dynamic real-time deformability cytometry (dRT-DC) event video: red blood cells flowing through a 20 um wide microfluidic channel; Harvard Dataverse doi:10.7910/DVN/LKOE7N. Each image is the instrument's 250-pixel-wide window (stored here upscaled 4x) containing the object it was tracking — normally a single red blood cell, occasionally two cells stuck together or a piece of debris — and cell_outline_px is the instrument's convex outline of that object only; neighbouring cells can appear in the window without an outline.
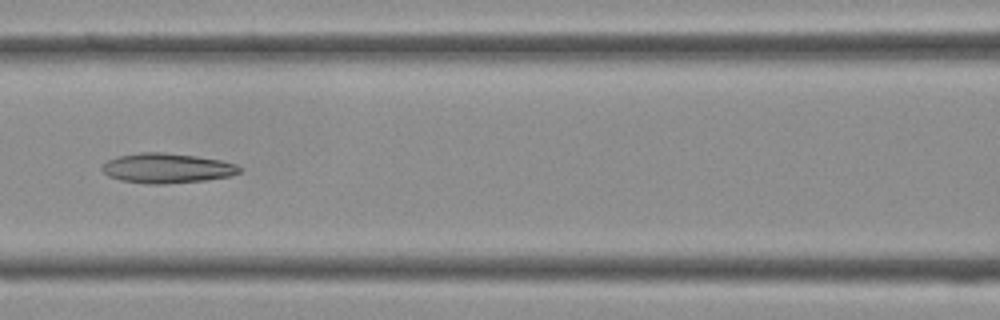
{"species": "Egyptian fruit bat (a non-hibernating species)", "species_latin": "Rousettus aegyptiacus", "temperature_condition": "cold", "stored_images_in_passage": 35, "camera_frame_rate_fps": 3000, "um_per_image_px": 0.085, "frame": {"image": 1, "passage_image": 12, "time_ms": 3.667, "image_size_px": [1000, 320], "cell_outline_px": [[240, 172], [232, 176], [204, 180], [164, 184], [148, 184], [120, 180], [108, 176], [100, 168], [108, 160], [116, 156], [140, 152], [164, 152], [196, 156], [220, 160], [236, 164], [240, 168]], "centroid_in_image_um": [14.17, 14.29], "position_along_channel_um": 152.4, "area_um2": 23.93}}
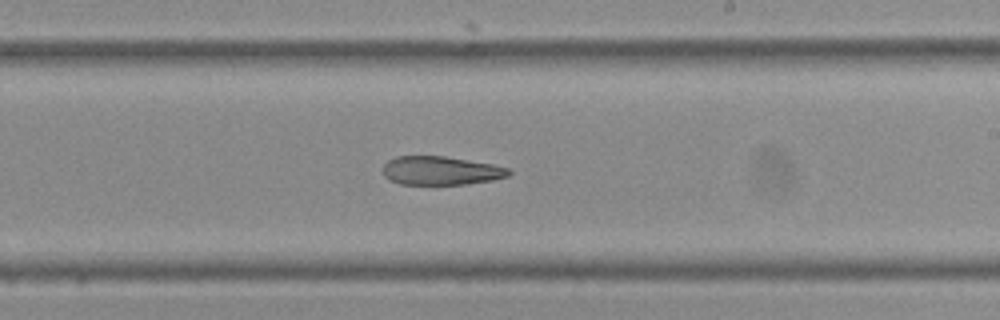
{"frame": {"image": 2, "passage_image": 18, "time_ms": 5.667, "image_size_px": [1000, 320], "cell_outline_px": [[512, 172], [508, 176], [492, 180], [464, 184], [400, 184], [388, 180], [384, 176], [384, 164], [388, 160], [396, 156], [444, 156], [492, 164], [508, 168]], "centroid_in_image_um": [37.45, 14.5], "position_along_channel_um": 251.6, "area_um2": 20.92}}
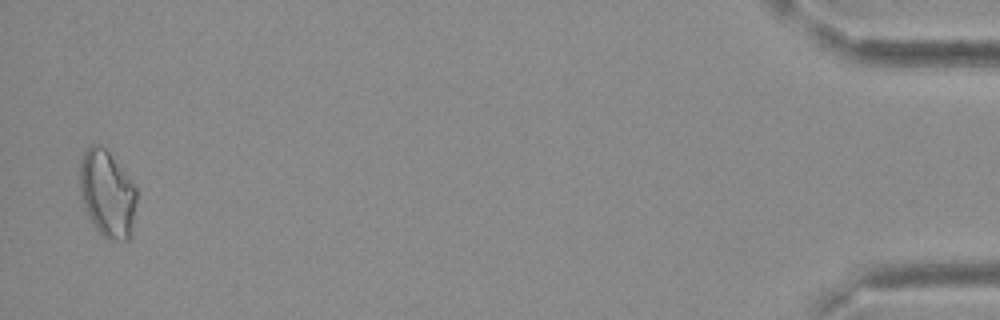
{"frame": {"image": 3, "passage_image": 34, "time_ms": 11.0, "image_size_px": [1000, 320], "cell_outline_px": [[136, 204], [128, 240], [108, 240], [96, 228], [88, 216], [80, 192], [80, 160], [84, 152], [92, 144], [100, 144], [108, 152], [136, 188]], "centroid_in_image_um": [9.09, 16.46], "position_along_channel_um": 426.1, "area_um2": 28.09}}